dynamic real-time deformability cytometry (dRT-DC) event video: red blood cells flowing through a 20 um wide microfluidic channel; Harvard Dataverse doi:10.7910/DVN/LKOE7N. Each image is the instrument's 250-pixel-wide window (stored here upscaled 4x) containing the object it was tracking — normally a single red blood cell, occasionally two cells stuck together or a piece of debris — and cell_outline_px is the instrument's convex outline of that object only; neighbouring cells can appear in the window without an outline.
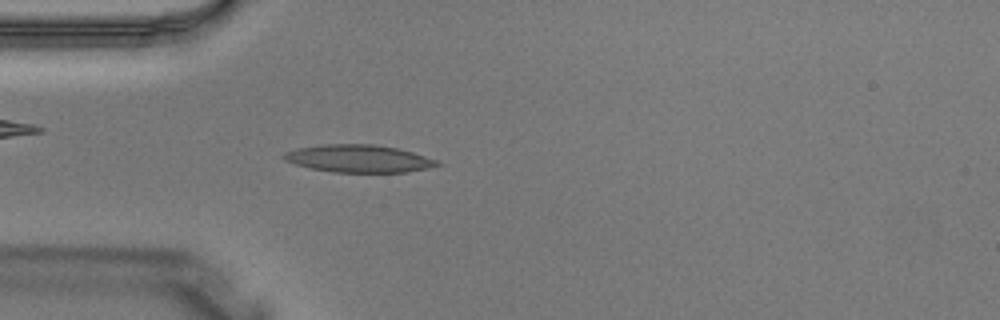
{"species": "Egyptian fruit bat (a non-hibernating species)", "species_latin": "Rousettus aegyptiacus", "temperature_condition": "warm", "stored_images_in_passage": 3, "camera_frame_rate_fps": 3000, "um_per_image_px": 0.085, "animal": {"sex": "male"}, "frame": {"image": 1, "passage_image": 3, "time_ms": 0.667, "image_size_px": [1000, 320], "cell_outline_px": [[440, 164], [428, 168], [408, 172], [332, 172], [312, 168], [296, 164], [284, 160], [280, 156], [284, 152], [296, 148], [320, 144], [372, 144], [396, 148], [412, 152], [436, 160]], "centroid_in_image_um": [30.42, 13.47], "position_along_channel_um": 54.6, "area_um2": 24.51}}